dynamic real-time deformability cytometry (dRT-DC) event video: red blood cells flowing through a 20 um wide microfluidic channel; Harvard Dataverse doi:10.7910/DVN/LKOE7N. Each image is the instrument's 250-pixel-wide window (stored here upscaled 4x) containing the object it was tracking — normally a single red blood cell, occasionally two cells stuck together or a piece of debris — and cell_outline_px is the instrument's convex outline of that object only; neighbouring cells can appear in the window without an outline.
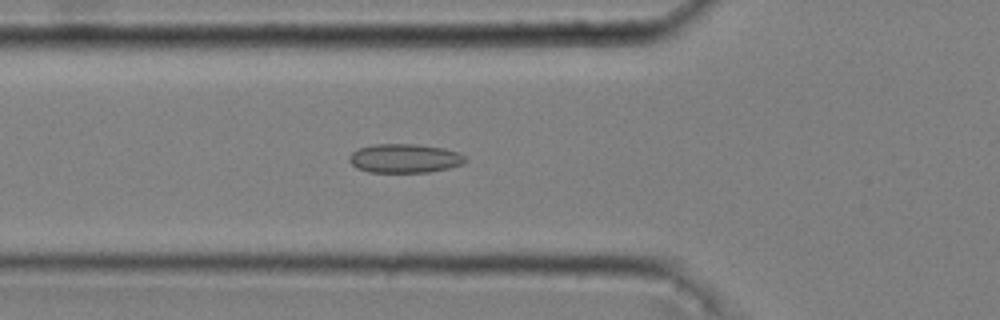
{"species": "common noctule bat (a hibernating species)", "species_latin": "Nyctalus noctula", "temperature_condition": "cold", "stored_images_in_passage": 51, "camera_frame_rate_fps": 3000, "um_per_image_px": 0.085, "animal": {"sex": "male", "body_mass_g": 20.4}, "frame": {"image": 1, "passage_image": 18, "time_ms": 5.667, "image_size_px": [1000, 320], "cell_outline_px": [[468, 160], [464, 164], [448, 168], [428, 172], [368, 172], [356, 168], [348, 160], [348, 156], [352, 152], [360, 148], [372, 144], [416, 144], [444, 148], [456, 152], [464, 156]], "centroid_in_image_um": [34.38, 13.46], "position_along_channel_um": 91.4, "area_um2": 19.65}}
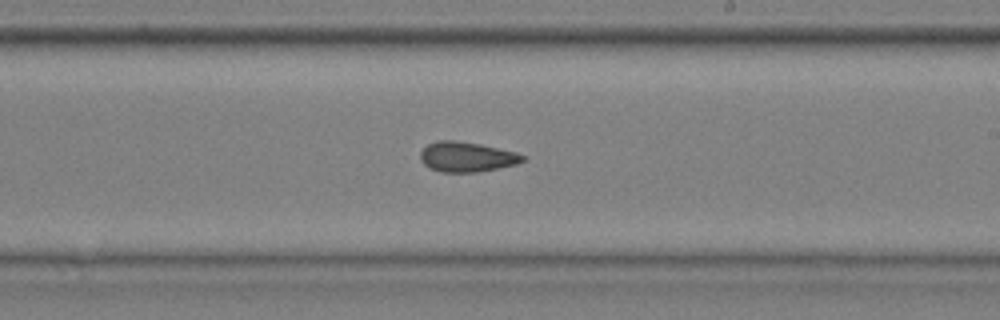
{"frame": {"image": 2, "passage_image": 31, "time_ms": 10.0, "image_size_px": [1000, 320], "cell_outline_px": [[524, 160], [516, 164], [476, 172], [440, 172], [428, 168], [420, 160], [420, 152], [428, 144], [436, 140], [456, 140], [480, 144], [516, 152], [524, 156]], "centroid_in_image_um": [39.62, 13.33], "position_along_channel_um": 249.4, "area_um2": 17.86}}
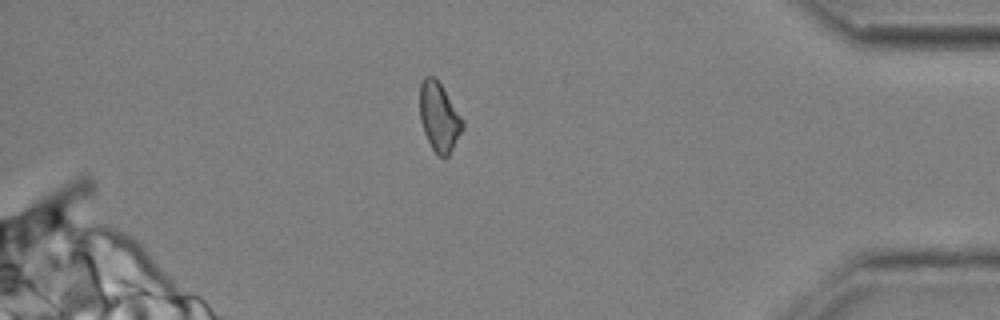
{"frame": {"image": 3, "passage_image": 46, "time_ms": 15.0, "image_size_px": [1000, 320], "cell_outline_px": [[464, 128], [448, 156], [440, 156], [432, 148], [424, 132], [420, 120], [420, 84], [424, 76], [436, 76], [464, 120]], "centroid_in_image_um": [37.33, 9.9], "position_along_channel_um": 397.9, "area_um2": 17.22}, "authors_computed_cell_mechanics": {"area_um2": 17.918, "velocity_mm_per_s": 3.6403, "shape_relaxation_time_tau1_ms": null, "shape_relaxation_time_tau2_ms": 2.1063, "deformation_change_tau1": null, "deformation_change_tau2": 0.0825}}